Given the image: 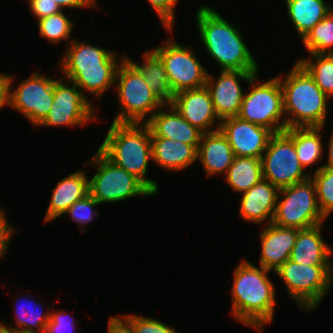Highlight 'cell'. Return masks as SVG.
<instances>
[{
  "label": "cell",
  "mask_w": 333,
  "mask_h": 333,
  "mask_svg": "<svg viewBox=\"0 0 333 333\" xmlns=\"http://www.w3.org/2000/svg\"><path fill=\"white\" fill-rule=\"evenodd\" d=\"M310 177L315 183L319 209L327 218L333 212V168L323 166Z\"/></svg>",
  "instance_id": "obj_33"
},
{
  "label": "cell",
  "mask_w": 333,
  "mask_h": 333,
  "mask_svg": "<svg viewBox=\"0 0 333 333\" xmlns=\"http://www.w3.org/2000/svg\"><path fill=\"white\" fill-rule=\"evenodd\" d=\"M328 146H327V153H328V159H327V163L326 164H322L321 166H319L317 168V170H315L314 172L318 171L319 169H321L323 166L325 167H331L333 168V131H332V134L330 135V139L328 141Z\"/></svg>",
  "instance_id": "obj_43"
},
{
  "label": "cell",
  "mask_w": 333,
  "mask_h": 333,
  "mask_svg": "<svg viewBox=\"0 0 333 333\" xmlns=\"http://www.w3.org/2000/svg\"><path fill=\"white\" fill-rule=\"evenodd\" d=\"M195 18L202 45L219 70L259 72V65L238 26L206 5L197 9Z\"/></svg>",
  "instance_id": "obj_3"
},
{
  "label": "cell",
  "mask_w": 333,
  "mask_h": 333,
  "mask_svg": "<svg viewBox=\"0 0 333 333\" xmlns=\"http://www.w3.org/2000/svg\"><path fill=\"white\" fill-rule=\"evenodd\" d=\"M23 296H16L14 300L16 301V305L14 308H16V325H6L7 327L13 328L18 333H44L45 326L49 322L50 319V310L49 308H46V312L42 313V302L38 301V304L31 305L32 301L27 302V306L25 303V306L23 304L19 306L20 304H17V302L20 303ZM27 298L24 299L26 302ZM23 301V300H22ZM34 303V301H33ZM40 304V305H39ZM41 306V307H40Z\"/></svg>",
  "instance_id": "obj_29"
},
{
  "label": "cell",
  "mask_w": 333,
  "mask_h": 333,
  "mask_svg": "<svg viewBox=\"0 0 333 333\" xmlns=\"http://www.w3.org/2000/svg\"><path fill=\"white\" fill-rule=\"evenodd\" d=\"M53 2H56L62 10L63 8H76V9H82L87 7H98V3L96 0H51Z\"/></svg>",
  "instance_id": "obj_40"
},
{
  "label": "cell",
  "mask_w": 333,
  "mask_h": 333,
  "mask_svg": "<svg viewBox=\"0 0 333 333\" xmlns=\"http://www.w3.org/2000/svg\"><path fill=\"white\" fill-rule=\"evenodd\" d=\"M143 62L137 64L132 58H126L141 72L143 79L153 93L165 104H170L174 93L169 84L165 67L160 57L153 51L148 50L143 54Z\"/></svg>",
  "instance_id": "obj_26"
},
{
  "label": "cell",
  "mask_w": 333,
  "mask_h": 333,
  "mask_svg": "<svg viewBox=\"0 0 333 333\" xmlns=\"http://www.w3.org/2000/svg\"><path fill=\"white\" fill-rule=\"evenodd\" d=\"M4 322H0V333H18L16 330L13 328L7 327Z\"/></svg>",
  "instance_id": "obj_44"
},
{
  "label": "cell",
  "mask_w": 333,
  "mask_h": 333,
  "mask_svg": "<svg viewBox=\"0 0 333 333\" xmlns=\"http://www.w3.org/2000/svg\"><path fill=\"white\" fill-rule=\"evenodd\" d=\"M8 75L0 73V109L8 106Z\"/></svg>",
  "instance_id": "obj_42"
},
{
  "label": "cell",
  "mask_w": 333,
  "mask_h": 333,
  "mask_svg": "<svg viewBox=\"0 0 333 333\" xmlns=\"http://www.w3.org/2000/svg\"><path fill=\"white\" fill-rule=\"evenodd\" d=\"M261 162L262 178L278 189L302 182L311 175L301 166L294 141L284 131L270 137Z\"/></svg>",
  "instance_id": "obj_12"
},
{
  "label": "cell",
  "mask_w": 333,
  "mask_h": 333,
  "mask_svg": "<svg viewBox=\"0 0 333 333\" xmlns=\"http://www.w3.org/2000/svg\"><path fill=\"white\" fill-rule=\"evenodd\" d=\"M115 81L120 110L114 123L145 124L151 116L165 105L147 85L141 72L126 58L122 57Z\"/></svg>",
  "instance_id": "obj_6"
},
{
  "label": "cell",
  "mask_w": 333,
  "mask_h": 333,
  "mask_svg": "<svg viewBox=\"0 0 333 333\" xmlns=\"http://www.w3.org/2000/svg\"><path fill=\"white\" fill-rule=\"evenodd\" d=\"M109 49L77 39L69 43L59 62L63 78L74 82L83 94L100 98L115 85L116 72L121 61Z\"/></svg>",
  "instance_id": "obj_2"
},
{
  "label": "cell",
  "mask_w": 333,
  "mask_h": 333,
  "mask_svg": "<svg viewBox=\"0 0 333 333\" xmlns=\"http://www.w3.org/2000/svg\"><path fill=\"white\" fill-rule=\"evenodd\" d=\"M317 202L316 187L311 177L279 189L272 223L288 228L307 229L323 223Z\"/></svg>",
  "instance_id": "obj_10"
},
{
  "label": "cell",
  "mask_w": 333,
  "mask_h": 333,
  "mask_svg": "<svg viewBox=\"0 0 333 333\" xmlns=\"http://www.w3.org/2000/svg\"><path fill=\"white\" fill-rule=\"evenodd\" d=\"M323 127H294L284 132L294 141V146L301 166L306 169L323 159Z\"/></svg>",
  "instance_id": "obj_27"
},
{
  "label": "cell",
  "mask_w": 333,
  "mask_h": 333,
  "mask_svg": "<svg viewBox=\"0 0 333 333\" xmlns=\"http://www.w3.org/2000/svg\"><path fill=\"white\" fill-rule=\"evenodd\" d=\"M300 229L281 227L270 223L260 232L261 253L259 266L277 270L290 258L292 248Z\"/></svg>",
  "instance_id": "obj_20"
},
{
  "label": "cell",
  "mask_w": 333,
  "mask_h": 333,
  "mask_svg": "<svg viewBox=\"0 0 333 333\" xmlns=\"http://www.w3.org/2000/svg\"><path fill=\"white\" fill-rule=\"evenodd\" d=\"M130 327L133 333H178L174 327H170L155 318L141 315H119Z\"/></svg>",
  "instance_id": "obj_34"
},
{
  "label": "cell",
  "mask_w": 333,
  "mask_h": 333,
  "mask_svg": "<svg viewBox=\"0 0 333 333\" xmlns=\"http://www.w3.org/2000/svg\"><path fill=\"white\" fill-rule=\"evenodd\" d=\"M279 189L271 182L261 179L242 193L239 215L253 224H270L273 221Z\"/></svg>",
  "instance_id": "obj_18"
},
{
  "label": "cell",
  "mask_w": 333,
  "mask_h": 333,
  "mask_svg": "<svg viewBox=\"0 0 333 333\" xmlns=\"http://www.w3.org/2000/svg\"><path fill=\"white\" fill-rule=\"evenodd\" d=\"M255 266L242 258L233 272L231 315L238 322L262 332L272 322L275 287L268 274L272 270Z\"/></svg>",
  "instance_id": "obj_1"
},
{
  "label": "cell",
  "mask_w": 333,
  "mask_h": 333,
  "mask_svg": "<svg viewBox=\"0 0 333 333\" xmlns=\"http://www.w3.org/2000/svg\"><path fill=\"white\" fill-rule=\"evenodd\" d=\"M219 129L227 138L234 156L239 157L261 158L274 134L268 128L238 116L221 120Z\"/></svg>",
  "instance_id": "obj_16"
},
{
  "label": "cell",
  "mask_w": 333,
  "mask_h": 333,
  "mask_svg": "<svg viewBox=\"0 0 333 333\" xmlns=\"http://www.w3.org/2000/svg\"><path fill=\"white\" fill-rule=\"evenodd\" d=\"M88 98L74 82L61 76L54 82V98L51 109L37 127H77L96 121V110Z\"/></svg>",
  "instance_id": "obj_14"
},
{
  "label": "cell",
  "mask_w": 333,
  "mask_h": 333,
  "mask_svg": "<svg viewBox=\"0 0 333 333\" xmlns=\"http://www.w3.org/2000/svg\"><path fill=\"white\" fill-rule=\"evenodd\" d=\"M98 150L114 165L140 179L154 194L159 192L158 182L146 176L152 161L151 134L146 124L112 122Z\"/></svg>",
  "instance_id": "obj_4"
},
{
  "label": "cell",
  "mask_w": 333,
  "mask_h": 333,
  "mask_svg": "<svg viewBox=\"0 0 333 333\" xmlns=\"http://www.w3.org/2000/svg\"><path fill=\"white\" fill-rule=\"evenodd\" d=\"M68 312L50 311V319L45 326L44 333H71L75 329V321L69 319Z\"/></svg>",
  "instance_id": "obj_37"
},
{
  "label": "cell",
  "mask_w": 333,
  "mask_h": 333,
  "mask_svg": "<svg viewBox=\"0 0 333 333\" xmlns=\"http://www.w3.org/2000/svg\"><path fill=\"white\" fill-rule=\"evenodd\" d=\"M302 41L309 54H333V9Z\"/></svg>",
  "instance_id": "obj_31"
},
{
  "label": "cell",
  "mask_w": 333,
  "mask_h": 333,
  "mask_svg": "<svg viewBox=\"0 0 333 333\" xmlns=\"http://www.w3.org/2000/svg\"><path fill=\"white\" fill-rule=\"evenodd\" d=\"M224 177L232 190L246 192L262 179L261 158L235 156Z\"/></svg>",
  "instance_id": "obj_28"
},
{
  "label": "cell",
  "mask_w": 333,
  "mask_h": 333,
  "mask_svg": "<svg viewBox=\"0 0 333 333\" xmlns=\"http://www.w3.org/2000/svg\"><path fill=\"white\" fill-rule=\"evenodd\" d=\"M234 157L233 150L220 129L202 134L196 160L201 162L207 176L220 173L224 177Z\"/></svg>",
  "instance_id": "obj_21"
},
{
  "label": "cell",
  "mask_w": 333,
  "mask_h": 333,
  "mask_svg": "<svg viewBox=\"0 0 333 333\" xmlns=\"http://www.w3.org/2000/svg\"><path fill=\"white\" fill-rule=\"evenodd\" d=\"M100 205L90 194L84 198L76 201L68 210H66L63 215L70 216V218L79 224V230H83L82 226L92 222V219L97 217V210L94 209Z\"/></svg>",
  "instance_id": "obj_35"
},
{
  "label": "cell",
  "mask_w": 333,
  "mask_h": 333,
  "mask_svg": "<svg viewBox=\"0 0 333 333\" xmlns=\"http://www.w3.org/2000/svg\"><path fill=\"white\" fill-rule=\"evenodd\" d=\"M297 62L331 99L333 97V54H309L308 58L298 59Z\"/></svg>",
  "instance_id": "obj_30"
},
{
  "label": "cell",
  "mask_w": 333,
  "mask_h": 333,
  "mask_svg": "<svg viewBox=\"0 0 333 333\" xmlns=\"http://www.w3.org/2000/svg\"><path fill=\"white\" fill-rule=\"evenodd\" d=\"M257 76L258 74L250 80L251 87L245 91L237 116L242 120L264 126L273 133L283 132L286 129V118L279 78L276 76L258 83Z\"/></svg>",
  "instance_id": "obj_8"
},
{
  "label": "cell",
  "mask_w": 333,
  "mask_h": 333,
  "mask_svg": "<svg viewBox=\"0 0 333 333\" xmlns=\"http://www.w3.org/2000/svg\"><path fill=\"white\" fill-rule=\"evenodd\" d=\"M285 77L277 76L283 92L286 129L325 127L330 98L316 85L309 73L297 62ZM283 78V80H282Z\"/></svg>",
  "instance_id": "obj_5"
},
{
  "label": "cell",
  "mask_w": 333,
  "mask_h": 333,
  "mask_svg": "<svg viewBox=\"0 0 333 333\" xmlns=\"http://www.w3.org/2000/svg\"><path fill=\"white\" fill-rule=\"evenodd\" d=\"M37 21L40 36L46 38L49 43L59 44L63 40L71 43L73 41L70 36L74 23L64 14L63 10Z\"/></svg>",
  "instance_id": "obj_32"
},
{
  "label": "cell",
  "mask_w": 333,
  "mask_h": 333,
  "mask_svg": "<svg viewBox=\"0 0 333 333\" xmlns=\"http://www.w3.org/2000/svg\"><path fill=\"white\" fill-rule=\"evenodd\" d=\"M13 79V75H8V106L24 115L34 127L38 126L51 109L57 79L35 71L15 89Z\"/></svg>",
  "instance_id": "obj_13"
},
{
  "label": "cell",
  "mask_w": 333,
  "mask_h": 333,
  "mask_svg": "<svg viewBox=\"0 0 333 333\" xmlns=\"http://www.w3.org/2000/svg\"><path fill=\"white\" fill-rule=\"evenodd\" d=\"M170 104L185 120L203 133L220 128L221 120L215 112L210 92L206 86L181 91L174 95Z\"/></svg>",
  "instance_id": "obj_17"
},
{
  "label": "cell",
  "mask_w": 333,
  "mask_h": 333,
  "mask_svg": "<svg viewBox=\"0 0 333 333\" xmlns=\"http://www.w3.org/2000/svg\"><path fill=\"white\" fill-rule=\"evenodd\" d=\"M151 49L162 60L174 95L184 90L205 87L209 72L192 51L193 47L166 39L164 44Z\"/></svg>",
  "instance_id": "obj_11"
},
{
  "label": "cell",
  "mask_w": 333,
  "mask_h": 333,
  "mask_svg": "<svg viewBox=\"0 0 333 333\" xmlns=\"http://www.w3.org/2000/svg\"><path fill=\"white\" fill-rule=\"evenodd\" d=\"M286 12L301 40L333 9L325 0H285Z\"/></svg>",
  "instance_id": "obj_25"
},
{
  "label": "cell",
  "mask_w": 333,
  "mask_h": 333,
  "mask_svg": "<svg viewBox=\"0 0 333 333\" xmlns=\"http://www.w3.org/2000/svg\"><path fill=\"white\" fill-rule=\"evenodd\" d=\"M84 172L75 171L57 183L44 217L45 223L61 217L76 201L89 194V178Z\"/></svg>",
  "instance_id": "obj_23"
},
{
  "label": "cell",
  "mask_w": 333,
  "mask_h": 333,
  "mask_svg": "<svg viewBox=\"0 0 333 333\" xmlns=\"http://www.w3.org/2000/svg\"><path fill=\"white\" fill-rule=\"evenodd\" d=\"M4 210L0 209V258H5L6 251L8 250V245L11 237L14 235V232L17 230L14 229L10 223H8V219H6V215L4 214Z\"/></svg>",
  "instance_id": "obj_39"
},
{
  "label": "cell",
  "mask_w": 333,
  "mask_h": 333,
  "mask_svg": "<svg viewBox=\"0 0 333 333\" xmlns=\"http://www.w3.org/2000/svg\"><path fill=\"white\" fill-rule=\"evenodd\" d=\"M152 162L170 172H179L194 164L197 150L187 143L151 136Z\"/></svg>",
  "instance_id": "obj_24"
},
{
  "label": "cell",
  "mask_w": 333,
  "mask_h": 333,
  "mask_svg": "<svg viewBox=\"0 0 333 333\" xmlns=\"http://www.w3.org/2000/svg\"><path fill=\"white\" fill-rule=\"evenodd\" d=\"M168 106V110L164 109ZM151 136L164 137L192 145L196 150L203 132L185 120L171 104L159 108L145 123Z\"/></svg>",
  "instance_id": "obj_19"
},
{
  "label": "cell",
  "mask_w": 333,
  "mask_h": 333,
  "mask_svg": "<svg viewBox=\"0 0 333 333\" xmlns=\"http://www.w3.org/2000/svg\"><path fill=\"white\" fill-rule=\"evenodd\" d=\"M108 321V333H133L129 325L120 316H111Z\"/></svg>",
  "instance_id": "obj_41"
},
{
  "label": "cell",
  "mask_w": 333,
  "mask_h": 333,
  "mask_svg": "<svg viewBox=\"0 0 333 333\" xmlns=\"http://www.w3.org/2000/svg\"><path fill=\"white\" fill-rule=\"evenodd\" d=\"M323 223L298 231L289 260L311 266H333L332 247L323 241Z\"/></svg>",
  "instance_id": "obj_22"
},
{
  "label": "cell",
  "mask_w": 333,
  "mask_h": 333,
  "mask_svg": "<svg viewBox=\"0 0 333 333\" xmlns=\"http://www.w3.org/2000/svg\"><path fill=\"white\" fill-rule=\"evenodd\" d=\"M296 306L309 312L315 310L329 293L333 281V266H311L285 261L274 271Z\"/></svg>",
  "instance_id": "obj_7"
},
{
  "label": "cell",
  "mask_w": 333,
  "mask_h": 333,
  "mask_svg": "<svg viewBox=\"0 0 333 333\" xmlns=\"http://www.w3.org/2000/svg\"><path fill=\"white\" fill-rule=\"evenodd\" d=\"M97 172L89 179V194L99 203H117L137 196L155 194L136 176L114 165L99 150L87 161Z\"/></svg>",
  "instance_id": "obj_9"
},
{
  "label": "cell",
  "mask_w": 333,
  "mask_h": 333,
  "mask_svg": "<svg viewBox=\"0 0 333 333\" xmlns=\"http://www.w3.org/2000/svg\"><path fill=\"white\" fill-rule=\"evenodd\" d=\"M151 8L158 15L164 29L172 31L175 22V6L179 0H147Z\"/></svg>",
  "instance_id": "obj_36"
},
{
  "label": "cell",
  "mask_w": 333,
  "mask_h": 333,
  "mask_svg": "<svg viewBox=\"0 0 333 333\" xmlns=\"http://www.w3.org/2000/svg\"><path fill=\"white\" fill-rule=\"evenodd\" d=\"M29 3L31 12L39 20L62 11L61 7L51 0H26Z\"/></svg>",
  "instance_id": "obj_38"
},
{
  "label": "cell",
  "mask_w": 333,
  "mask_h": 333,
  "mask_svg": "<svg viewBox=\"0 0 333 333\" xmlns=\"http://www.w3.org/2000/svg\"><path fill=\"white\" fill-rule=\"evenodd\" d=\"M256 74L258 72L221 70L217 80L214 75L208 73L205 86L210 92L215 112L220 120L239 114L245 94L240 81L249 83Z\"/></svg>",
  "instance_id": "obj_15"
}]
</instances>
